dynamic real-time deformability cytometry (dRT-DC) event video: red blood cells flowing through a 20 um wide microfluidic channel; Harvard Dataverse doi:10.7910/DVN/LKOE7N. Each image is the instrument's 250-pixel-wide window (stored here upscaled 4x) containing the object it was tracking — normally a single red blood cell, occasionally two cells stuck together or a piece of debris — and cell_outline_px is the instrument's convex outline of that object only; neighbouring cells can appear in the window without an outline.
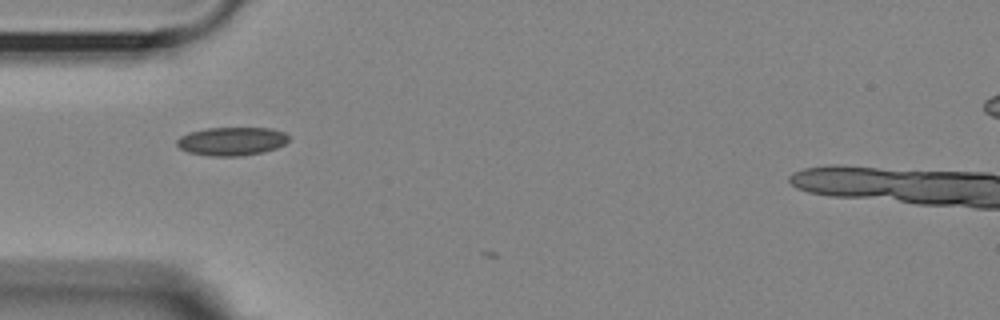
{"species": "Egyptian fruit bat (a non-hibernating species)", "species_latin": "Rousettus aegyptiacus", "temperature_condition": "room temperature", "stored_images_in_passage": 2, "camera_frame_rate_fps": 3000, "um_per_image_px": 0.085, "animal": {"sex": "female"}, "frame": {"image": 1, "passage_image": 1, "time_ms": 0.0, "image_size_px": [1000, 320], "cell_outline_px": [[288, 140], [284, 144], [276, 148], [264, 152], [240, 156], [208, 156], [188, 152], [180, 148], [176, 144], [176, 140], [180, 136], [188, 132], [204, 128], [272, 128], [284, 132], [288, 136]], "centroid_in_image_um": [19.67, 12.0], "position_along_channel_um": 65.3, "area_um2": 18.67}}